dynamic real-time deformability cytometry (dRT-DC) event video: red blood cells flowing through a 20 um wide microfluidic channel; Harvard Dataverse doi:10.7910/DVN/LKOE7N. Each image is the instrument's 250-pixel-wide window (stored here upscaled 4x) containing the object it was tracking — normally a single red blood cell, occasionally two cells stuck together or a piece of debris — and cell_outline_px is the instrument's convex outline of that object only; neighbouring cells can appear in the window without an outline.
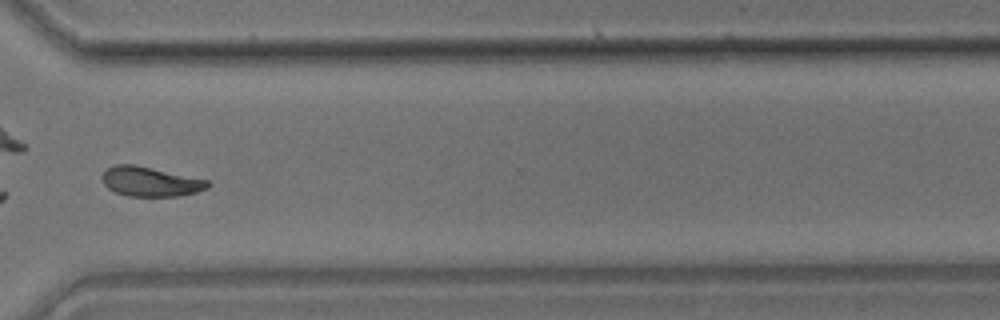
{"species": "common noctule bat (a hibernating species)", "species_latin": "Nyctalus noctula", "temperature_condition": "room temperature", "stored_images_in_passage": 47, "camera_frame_rate_fps": 3000, "um_per_image_px": 0.085, "animal": {"sex": "male", "body_mass_g": 17.9}, "frame": {"image": 1, "passage_image": 34, "time_ms": 11.0, "image_size_px": [1000, 320], "cell_outline_px": [[212, 184], [208, 188], [196, 192], [180, 196], [128, 196], [116, 192], [108, 188], [104, 184], [104, 172], [112, 164], [132, 164], [152, 168], [208, 180]], "centroid_in_image_um": [12.81, 15.44], "position_along_channel_um": 357.8, "area_um2": 18.03}}